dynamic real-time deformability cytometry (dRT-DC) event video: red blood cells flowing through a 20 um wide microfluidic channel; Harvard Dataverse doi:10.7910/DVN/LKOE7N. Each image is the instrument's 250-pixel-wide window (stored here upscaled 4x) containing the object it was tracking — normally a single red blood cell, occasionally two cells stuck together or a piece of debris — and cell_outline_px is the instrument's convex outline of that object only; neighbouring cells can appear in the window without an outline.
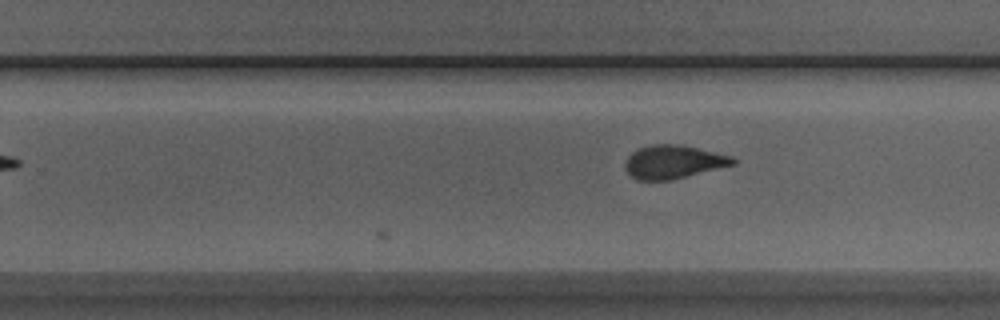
{"species": "Egyptian fruit bat (a non-hibernating species)", "species_latin": "Rousettus aegyptiacus", "temperature_condition": "room temperature", "stored_images_in_passage": 22, "camera_frame_rate_fps": 3000, "um_per_image_px": 0.085, "animal": {"sex": "male"}, "frame": {"image": 1, "passage_image": 22, "time_ms": 7.0, "image_size_px": [1000, 320], "cell_outline_px": [[736, 164], [672, 180], [636, 180], [624, 168], [624, 164], [628, 156], [636, 148], [652, 144], [680, 144], [732, 156], [736, 160]], "centroid_in_image_um": [57.22, 13.76], "position_along_channel_um": 272.6, "area_um2": 21.1}}